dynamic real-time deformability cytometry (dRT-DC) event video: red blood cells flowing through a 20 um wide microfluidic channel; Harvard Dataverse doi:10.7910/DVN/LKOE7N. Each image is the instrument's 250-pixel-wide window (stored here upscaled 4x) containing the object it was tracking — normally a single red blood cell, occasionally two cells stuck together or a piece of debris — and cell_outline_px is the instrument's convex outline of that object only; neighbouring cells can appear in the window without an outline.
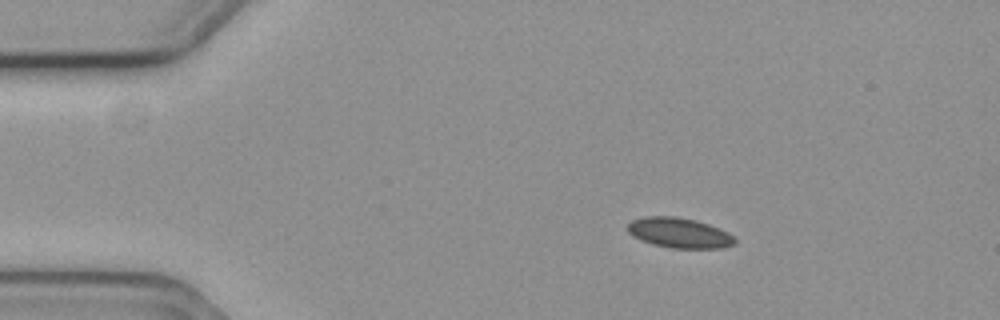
{"species": "common noctule bat (a hibernating species)", "species_latin": "Nyctalus noctula", "temperature_condition": "cold", "stored_images_in_passage": 6, "camera_frame_rate_fps": 3000, "um_per_image_px": 0.085, "animal": {"sex": "female", "body_mass_g": 19.3, "forearm_length_mm": 54.1}, "frame": {"image": 1, "passage_image": 3, "time_ms": 0.667, "image_size_px": [1000, 320], "cell_outline_px": [[736, 244], [724, 248], [672, 248], [652, 244], [640, 240], [632, 236], [628, 232], [628, 224], [632, 220], [644, 216], [676, 216], [696, 220], [720, 228], [736, 236]], "centroid_in_image_um": [57.77, 19.79], "position_along_channel_um": 27.2, "area_um2": 19.13}}